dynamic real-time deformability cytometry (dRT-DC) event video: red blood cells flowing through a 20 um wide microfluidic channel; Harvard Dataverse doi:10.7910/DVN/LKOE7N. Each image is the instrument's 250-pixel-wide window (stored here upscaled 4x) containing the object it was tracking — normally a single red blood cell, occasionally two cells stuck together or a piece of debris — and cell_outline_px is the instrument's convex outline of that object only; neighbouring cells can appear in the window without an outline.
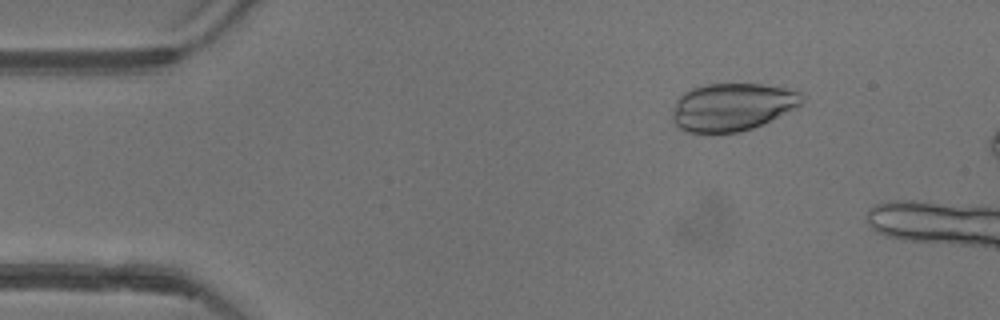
{"species": "common noctule bat (a hibernating species)", "species_latin": "Nyctalus noctula", "temperature_condition": "warm", "stored_images_in_passage": 46, "camera_frame_rate_fps": 3000, "um_per_image_px": 0.085, "animal": {"sex": "female"}, "frame": {"image": 1, "passage_image": 7, "time_ms": 2.0, "image_size_px": [1000, 320], "cell_outline_px": [[804, 100], [796, 108], [752, 128], [740, 132], [684, 132], [672, 120], [672, 108], [676, 100], [684, 92], [692, 88], [708, 84], [760, 84], [796, 88], [804, 96]], "centroid_in_image_um": [62.26, 9.07], "position_along_channel_um": 22.7, "area_um2": 36.18}}
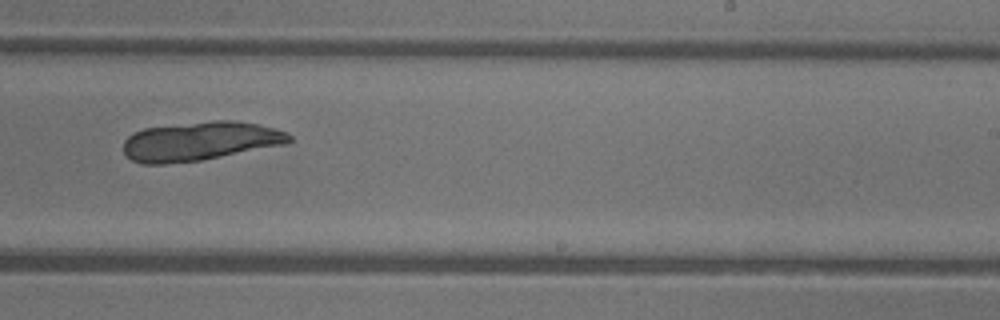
{"frame": {"image": 2, "passage_image": 32, "time_ms": 10.333, "image_size_px": [1000, 320], "cell_outline_px": [[292, 140], [284, 144], [200, 160], [164, 164], [144, 164], [132, 160], [124, 152], [124, 140], [132, 132], [144, 128], [212, 120], [228, 120], [260, 124], [276, 128], [288, 132], [292, 136]], "centroid_in_image_um": [17.0, 11.98], "position_along_channel_um": 272.0, "area_um2": 37.51}}
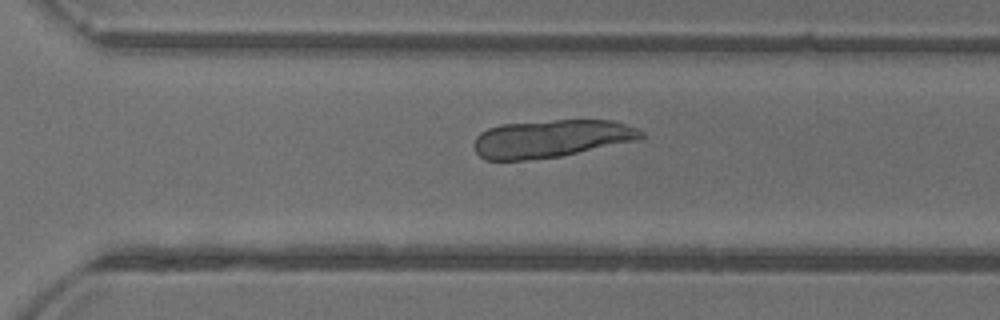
{"frame": {"image": 3, "passage_image": 36, "time_ms": 11.667, "image_size_px": [1000, 320], "cell_outline_px": [[644, 136], [636, 140], [560, 156], [524, 160], [484, 160], [476, 152], [476, 136], [480, 132], [488, 128], [500, 124], [556, 120], [612, 120], [640, 128], [644, 132]], "centroid_in_image_um": [46.86, 11.77], "position_along_channel_um": 323.7, "area_um2": 36.53}}